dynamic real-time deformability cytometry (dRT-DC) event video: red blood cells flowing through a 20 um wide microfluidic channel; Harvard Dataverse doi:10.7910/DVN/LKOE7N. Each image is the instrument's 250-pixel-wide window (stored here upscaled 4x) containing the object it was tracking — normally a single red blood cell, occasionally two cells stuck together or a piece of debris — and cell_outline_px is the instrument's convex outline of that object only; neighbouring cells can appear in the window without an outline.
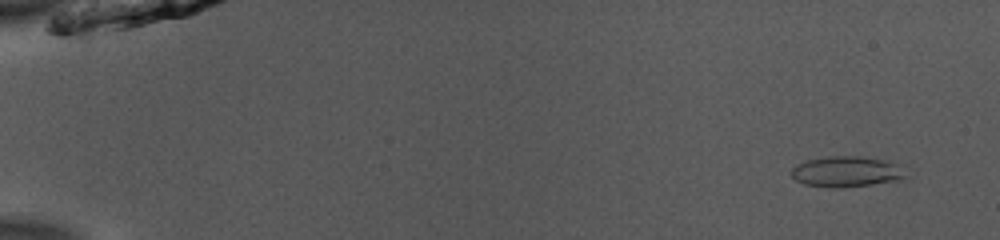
{"species": "common noctule bat (a hibernating species)", "species_latin": "Nyctalus noctula", "temperature_condition": "room temperature", "stored_images_in_passage": 52, "camera_frame_rate_fps": 3000, "um_per_image_px": 0.085, "animal": {"sex": "male", "body_mass_g": 13.0, "forearm_length_mm": 53.1}, "frame": {"image": 1, "passage_image": 4, "time_ms": 1.0, "image_size_px": [1000, 240], "cell_outline_px": [[908, 176], [896, 180], [872, 184], [804, 184], [796, 180], [792, 176], [792, 168], [808, 160], [832, 156], [860, 156], [884, 160], [896, 164]], "centroid_in_image_um": [71.98, 14.53], "position_along_channel_um": 13.0, "area_um2": 18.96}}
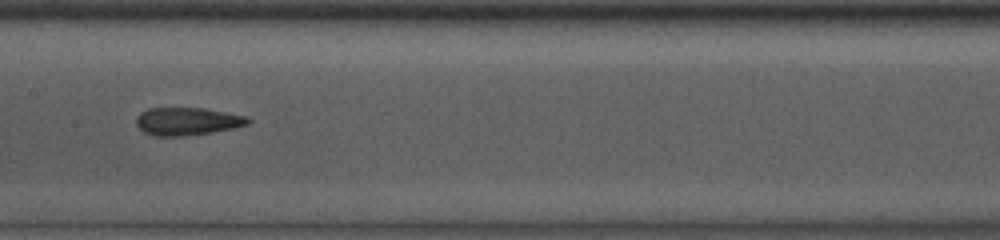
{"frame": {"image": 2, "passage_image": 28, "time_ms": 9.0, "image_size_px": [1000, 240], "cell_outline_px": [[252, 120], [248, 124], [232, 128], [212, 132], [184, 136], [152, 136], [144, 132], [136, 124], [136, 116], [140, 112], [148, 108], [204, 108], [244, 116]], "centroid_in_image_um": [15.87, 10.31], "position_along_channel_um": 191.5, "area_um2": 18.03}}
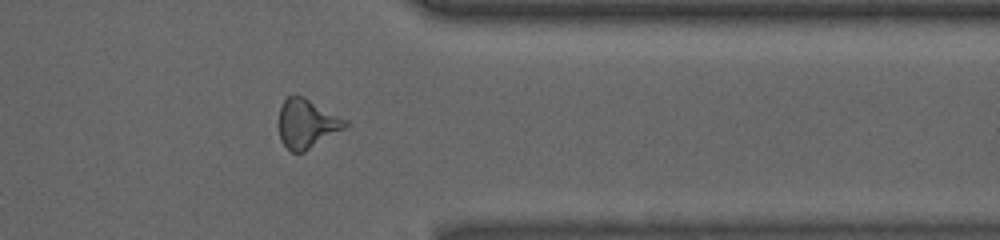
{"frame": {"image": 3, "passage_image": 43, "time_ms": 14.0, "image_size_px": [1000, 240], "cell_outline_px": [[348, 124], [344, 128], [304, 152], [292, 152], [280, 140], [280, 108], [284, 100], [288, 96], [304, 96], [348, 120]], "centroid_in_image_um": [26.09, 10.5], "position_along_channel_um": 385.3, "area_um2": 18.67}, "authors_computed_cell_mechanics": {"area_um2": 18.6116, "velocity_mm_per_s": 3.972, "shape_relaxation_time_tau1_ms": null, "shape_relaxation_time_tau2_ms": 2.4196, "deformation_change_tau1": null, "deformation_change_tau2": 0.1192}}